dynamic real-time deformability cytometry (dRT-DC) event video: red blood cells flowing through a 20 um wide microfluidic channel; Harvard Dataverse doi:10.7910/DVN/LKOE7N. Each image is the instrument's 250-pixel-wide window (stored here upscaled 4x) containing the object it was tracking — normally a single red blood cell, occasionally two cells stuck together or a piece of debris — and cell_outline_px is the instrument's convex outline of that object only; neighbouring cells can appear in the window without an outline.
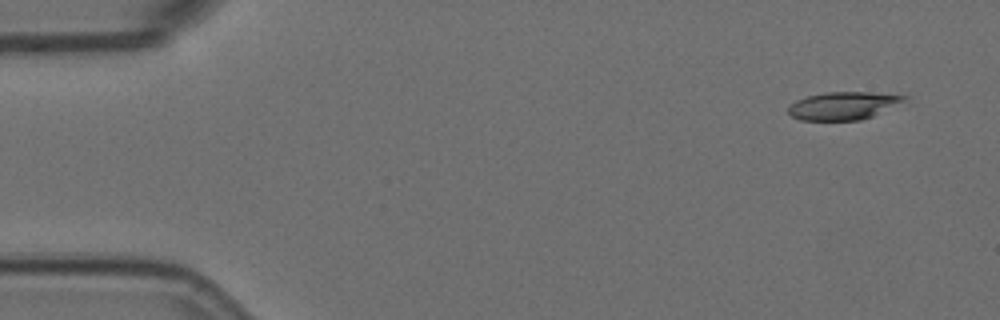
{"species": "Egyptian fruit bat (a non-hibernating species)", "species_latin": "Rousettus aegyptiacus", "temperature_condition": "room temperature", "stored_images_in_passage": 5, "camera_frame_rate_fps": 3000, "um_per_image_px": 0.085, "animal": {"sex": "female"}, "frame": {"image": 1, "passage_image": 1, "time_ms": 0.0, "image_size_px": [1000, 320], "cell_outline_px": [[912, 96], [872, 116], [860, 120], [800, 120], [792, 116], [788, 112], [788, 108], [796, 100], [808, 96], [824, 92], [872, 92]], "centroid_in_image_um": [71.66, 8.97], "position_along_channel_um": 13.3, "area_um2": 18.55}}
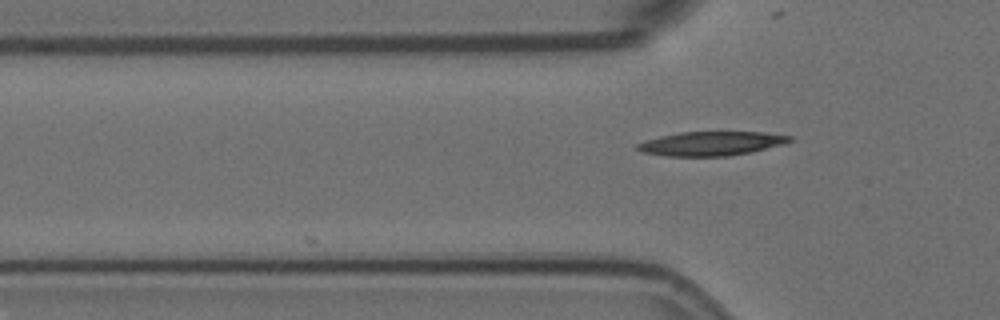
{"frame": {"image": 2, "passage_image": 5, "time_ms": 1.333, "image_size_px": [1000, 320], "cell_outline_px": [[796, 140], [784, 144], [752, 152], [728, 156], [664, 156], [640, 152], [636, 148], [636, 144], [660, 136], [680, 132], [764, 132], [796, 136]], "centroid_in_image_um": [60.53, 12.2], "position_along_channel_um": 65.3, "area_um2": 21.68}}